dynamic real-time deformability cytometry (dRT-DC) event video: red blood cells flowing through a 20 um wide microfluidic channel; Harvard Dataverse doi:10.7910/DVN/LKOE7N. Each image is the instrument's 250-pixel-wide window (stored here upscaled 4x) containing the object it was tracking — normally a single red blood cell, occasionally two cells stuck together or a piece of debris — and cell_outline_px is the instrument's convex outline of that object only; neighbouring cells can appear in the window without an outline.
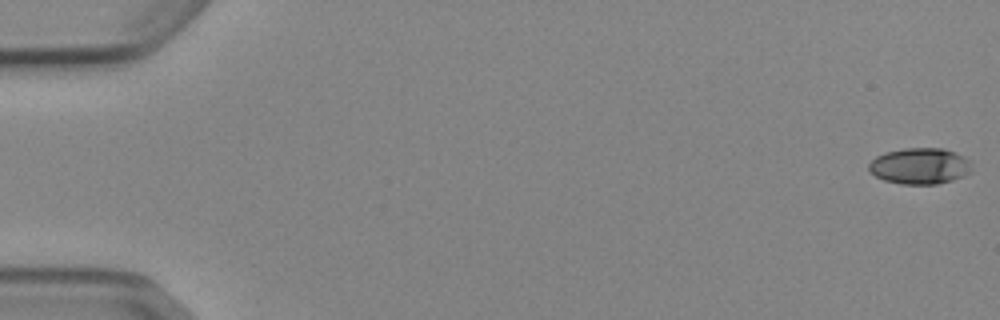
{"species": "Egyptian fruit bat (a non-hibernating species)", "species_latin": "Rousettus aegyptiacus", "temperature_condition": "cold", "stored_images_in_passage": 53, "camera_frame_rate_fps": 3000, "um_per_image_px": 0.085, "animal": {"sex": "female"}, "frame": {"image": 1, "passage_image": 1, "time_ms": 0.0, "image_size_px": [1000, 320], "cell_outline_px": [[968, 172], [964, 176], [952, 180], [936, 184], [900, 184], [884, 180], [868, 172], [868, 164], [876, 156], [884, 152], [904, 148], [944, 148], [964, 156], [968, 160]], "centroid_in_image_um": [78.12, 14.11], "position_along_channel_um": 6.9, "area_um2": 21.62}}
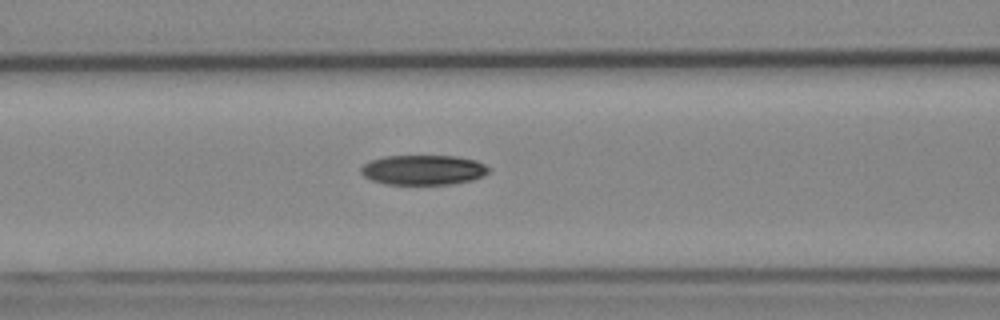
{"frame": {"image": 2, "passage_image": 23, "time_ms": 7.333, "image_size_px": [1000, 320], "cell_outline_px": [[492, 168], [488, 172], [472, 180], [452, 184], [388, 184], [372, 180], [364, 176], [360, 172], [360, 168], [364, 164], [372, 160], [384, 156], [456, 156], [476, 160]], "centroid_in_image_um": [35.99, 14.44], "position_along_channel_um": 130.6, "area_um2": 22.2}}
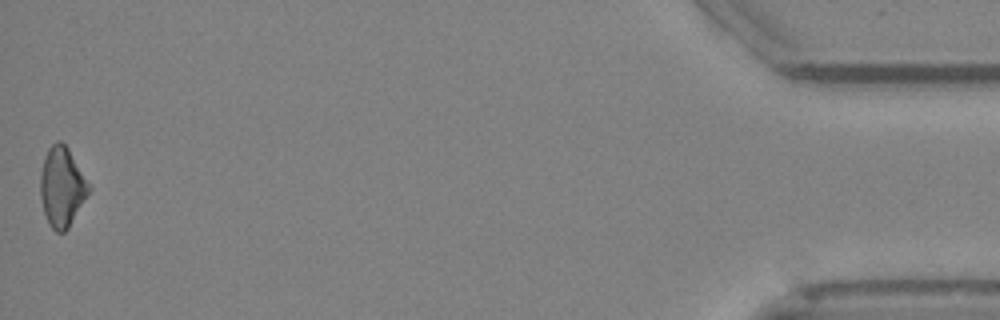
{"frame": {"image": 3, "passage_image": 53, "time_ms": 17.333, "image_size_px": [1000, 320], "cell_outline_px": [[92, 188], [68, 228], [64, 232], [56, 232], [48, 224], [44, 212], [40, 196], [40, 176], [44, 156], [48, 148], [56, 140], [60, 140], [68, 148]], "centroid_in_image_um": [5.26, 15.88], "position_along_channel_um": 429.9, "area_um2": 22.48}, "authors_computed_cell_mechanics": {"area_um2": 22.1374, "velocity_mm_per_s": 3.899, "shape_relaxation_time_tau1_ms": 6.7519, "shape_relaxation_time_tau2_ms": null, "deformation_change_tau1": 0.1443, "deformation_change_tau2": null}}